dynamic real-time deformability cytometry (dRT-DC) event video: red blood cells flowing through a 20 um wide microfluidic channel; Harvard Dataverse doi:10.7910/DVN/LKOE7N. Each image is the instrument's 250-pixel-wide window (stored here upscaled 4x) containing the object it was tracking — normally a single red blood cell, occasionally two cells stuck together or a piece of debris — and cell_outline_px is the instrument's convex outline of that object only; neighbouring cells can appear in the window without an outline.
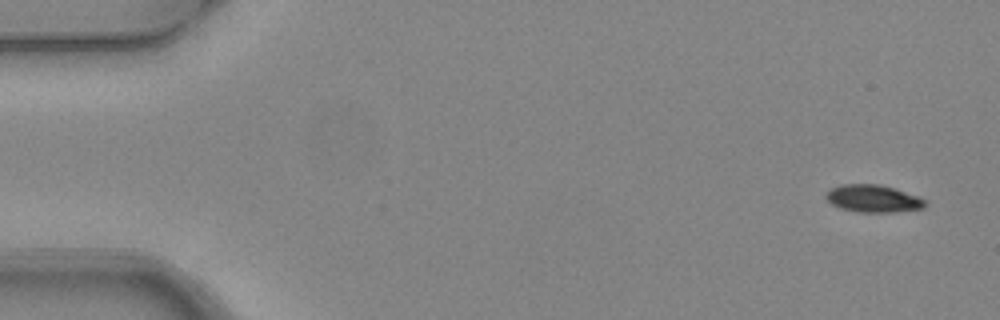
{"species": "common noctule bat (a hibernating species)", "species_latin": "Nyctalus noctula", "temperature_condition": "warm", "stored_images_in_passage": 4, "camera_frame_rate_fps": 3000, "um_per_image_px": 0.085, "animal": {"sex": "female", "body_mass_g": 24.6, "forearm_length_mm": 56.2}, "frame": {"image": 1, "passage_image": 1, "time_ms": 0.0, "image_size_px": [1000, 320], "cell_outline_px": [[928, 204], [924, 208], [896, 212], [856, 212], [840, 208], [832, 204], [824, 196], [824, 192], [840, 184], [880, 184], [896, 188], [920, 196]], "centroid_in_image_um": [74.23, 16.87], "position_along_channel_um": 10.8, "area_um2": 16.18}}
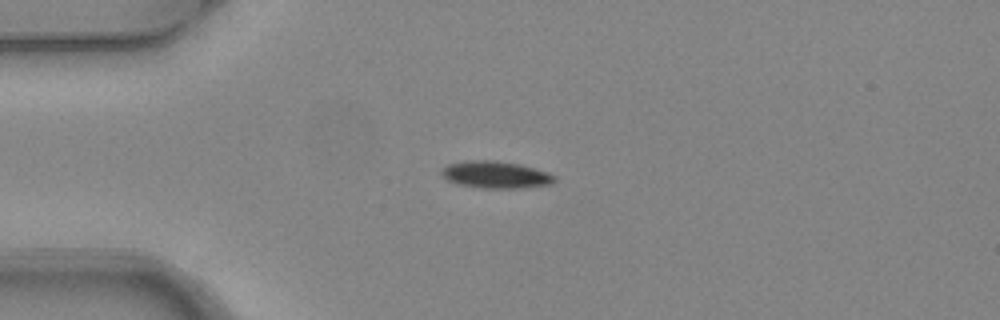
{"frame": {"image": 2, "passage_image": 4, "time_ms": 1.0, "image_size_px": [1000, 320], "cell_outline_px": [[556, 180], [552, 184], [524, 188], [480, 188], [456, 184], [448, 180], [440, 172], [440, 168], [448, 164], [468, 160], [496, 160], [520, 164], [548, 172], [556, 176]], "centroid_in_image_um": [42.14, 14.85], "position_along_channel_um": 42.9, "area_um2": 18.09}}